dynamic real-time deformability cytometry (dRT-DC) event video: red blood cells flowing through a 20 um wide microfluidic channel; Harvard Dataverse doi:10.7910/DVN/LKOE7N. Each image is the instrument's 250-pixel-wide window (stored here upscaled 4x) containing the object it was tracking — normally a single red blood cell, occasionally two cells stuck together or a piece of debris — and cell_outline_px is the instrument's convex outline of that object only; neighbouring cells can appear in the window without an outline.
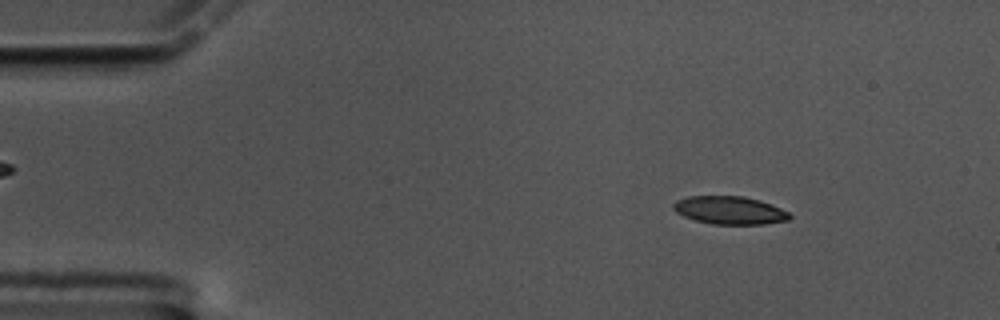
{"species": "common noctule bat (a hibernating species)", "species_latin": "Nyctalus noctula", "temperature_condition": "cold", "stored_images_in_passage": 59, "camera_frame_rate_fps": 3000, "um_per_image_px": 0.085, "animal": {"sex": "male", "body_mass_g": 17.5, "forearm_length_mm": 52.3}, "frame": {"image": 1, "passage_image": 8, "time_ms": 2.333, "image_size_px": [1000, 320], "cell_outline_px": [[792, 216], [788, 220], [764, 224], [712, 224], [696, 220], [684, 216], [676, 212], [672, 208], [672, 204], [676, 200], [688, 196], [744, 196], [760, 200], [772, 204], [788, 212]], "centroid_in_image_um": [62.01, 17.86], "position_along_channel_um": 23.0, "area_um2": 19.02}}
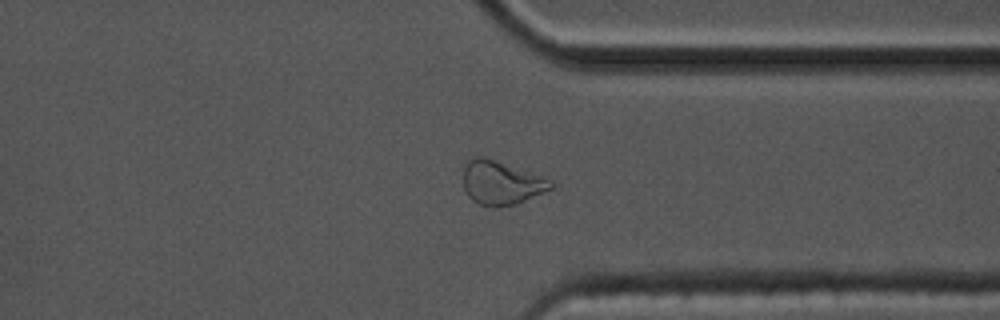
{"frame": {"image": 2, "passage_image": 45, "time_ms": 14.667, "image_size_px": [1000, 320], "cell_outline_px": [[556, 184], [552, 188], [516, 204], [496, 208], [476, 204], [468, 196], [464, 188], [464, 164], [468, 156], [484, 156], [552, 180]], "centroid_in_image_um": [42.55, 15.53], "position_along_channel_um": 368.8, "area_um2": 22.54}}
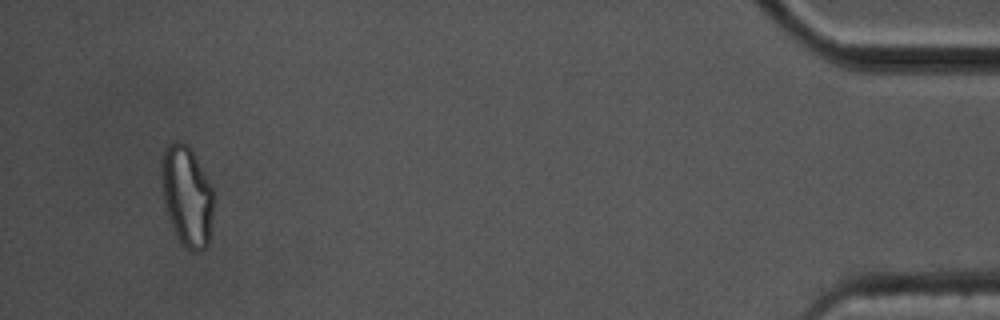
{"frame": {"image": 3, "passage_image": 56, "time_ms": 18.333, "image_size_px": [1000, 320], "cell_outline_px": [[212, 216], [208, 244], [204, 248], [196, 252], [188, 252], [184, 248], [176, 236], [168, 216], [160, 184], [160, 164], [164, 148], [168, 144], [176, 140], [180, 140], [188, 144], [192, 148], [212, 188]], "centroid_in_image_um": [15.85, 16.62], "position_along_channel_um": 419.4, "area_um2": 30.92}, "authors_computed_cell_mechanics": {"area_um2": 19.8832, "velocity_mm_per_s": 3.4009, "shape_relaxation_time_tau1_ms": null, "shape_relaxation_time_tau2_ms": 3.7665, "deformation_change_tau1": null, "deformation_change_tau2": 0.1049}}